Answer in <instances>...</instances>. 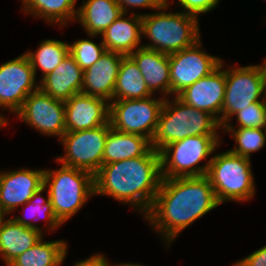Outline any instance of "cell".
<instances>
[{
	"label": "cell",
	"mask_w": 266,
	"mask_h": 266,
	"mask_svg": "<svg viewBox=\"0 0 266 266\" xmlns=\"http://www.w3.org/2000/svg\"><path fill=\"white\" fill-rule=\"evenodd\" d=\"M44 189L45 187L43 186L41 189L36 191L32 196V198L25 205L29 207L28 209H30L29 211L31 212L32 216L31 220L35 218L36 214L38 215V213L42 214L44 212L45 214L43 215L45 216V218L49 223L48 224L49 228L54 230L56 227L61 225V223L56 218L53 206L49 199V193L46 200L42 198V196H40V194L44 191Z\"/></svg>",
	"instance_id": "obj_31"
},
{
	"label": "cell",
	"mask_w": 266,
	"mask_h": 266,
	"mask_svg": "<svg viewBox=\"0 0 266 266\" xmlns=\"http://www.w3.org/2000/svg\"><path fill=\"white\" fill-rule=\"evenodd\" d=\"M42 239L8 266H59L66 257V243L63 240L43 242Z\"/></svg>",
	"instance_id": "obj_25"
},
{
	"label": "cell",
	"mask_w": 266,
	"mask_h": 266,
	"mask_svg": "<svg viewBox=\"0 0 266 266\" xmlns=\"http://www.w3.org/2000/svg\"><path fill=\"white\" fill-rule=\"evenodd\" d=\"M117 5L122 8L123 13H126L127 6L153 8L165 10L169 3L167 0H115Z\"/></svg>",
	"instance_id": "obj_33"
},
{
	"label": "cell",
	"mask_w": 266,
	"mask_h": 266,
	"mask_svg": "<svg viewBox=\"0 0 266 266\" xmlns=\"http://www.w3.org/2000/svg\"><path fill=\"white\" fill-rule=\"evenodd\" d=\"M83 4L77 10L76 18L92 37L102 35L123 13L115 0H88Z\"/></svg>",
	"instance_id": "obj_23"
},
{
	"label": "cell",
	"mask_w": 266,
	"mask_h": 266,
	"mask_svg": "<svg viewBox=\"0 0 266 266\" xmlns=\"http://www.w3.org/2000/svg\"><path fill=\"white\" fill-rule=\"evenodd\" d=\"M233 266H266V246L253 252Z\"/></svg>",
	"instance_id": "obj_34"
},
{
	"label": "cell",
	"mask_w": 266,
	"mask_h": 266,
	"mask_svg": "<svg viewBox=\"0 0 266 266\" xmlns=\"http://www.w3.org/2000/svg\"><path fill=\"white\" fill-rule=\"evenodd\" d=\"M74 266H109V263L103 255L97 254L89 257L87 260L77 262Z\"/></svg>",
	"instance_id": "obj_35"
},
{
	"label": "cell",
	"mask_w": 266,
	"mask_h": 266,
	"mask_svg": "<svg viewBox=\"0 0 266 266\" xmlns=\"http://www.w3.org/2000/svg\"><path fill=\"white\" fill-rule=\"evenodd\" d=\"M161 181L160 152L151 148L144 156L102 165L94 175V194L131 203L147 214Z\"/></svg>",
	"instance_id": "obj_2"
},
{
	"label": "cell",
	"mask_w": 266,
	"mask_h": 266,
	"mask_svg": "<svg viewBox=\"0 0 266 266\" xmlns=\"http://www.w3.org/2000/svg\"><path fill=\"white\" fill-rule=\"evenodd\" d=\"M222 127L232 132L231 137L235 139L238 146L231 153L250 159V153L256 152L265 145L266 128H238L233 129L231 124H224ZM263 129L265 130L263 132Z\"/></svg>",
	"instance_id": "obj_28"
},
{
	"label": "cell",
	"mask_w": 266,
	"mask_h": 266,
	"mask_svg": "<svg viewBox=\"0 0 266 266\" xmlns=\"http://www.w3.org/2000/svg\"><path fill=\"white\" fill-rule=\"evenodd\" d=\"M183 12L141 15L142 35H147L154 43L142 47L170 55L199 41L197 17Z\"/></svg>",
	"instance_id": "obj_4"
},
{
	"label": "cell",
	"mask_w": 266,
	"mask_h": 266,
	"mask_svg": "<svg viewBox=\"0 0 266 266\" xmlns=\"http://www.w3.org/2000/svg\"><path fill=\"white\" fill-rule=\"evenodd\" d=\"M235 115L239 122L238 128H266V101L254 102Z\"/></svg>",
	"instance_id": "obj_30"
},
{
	"label": "cell",
	"mask_w": 266,
	"mask_h": 266,
	"mask_svg": "<svg viewBox=\"0 0 266 266\" xmlns=\"http://www.w3.org/2000/svg\"><path fill=\"white\" fill-rule=\"evenodd\" d=\"M24 11L44 17L49 22L64 25L67 20L76 19V0H22Z\"/></svg>",
	"instance_id": "obj_26"
},
{
	"label": "cell",
	"mask_w": 266,
	"mask_h": 266,
	"mask_svg": "<svg viewBox=\"0 0 266 266\" xmlns=\"http://www.w3.org/2000/svg\"><path fill=\"white\" fill-rule=\"evenodd\" d=\"M82 87L83 70L69 53L51 73L41 79L39 85L44 93L62 101L81 93Z\"/></svg>",
	"instance_id": "obj_19"
},
{
	"label": "cell",
	"mask_w": 266,
	"mask_h": 266,
	"mask_svg": "<svg viewBox=\"0 0 266 266\" xmlns=\"http://www.w3.org/2000/svg\"><path fill=\"white\" fill-rule=\"evenodd\" d=\"M120 266H142V265H138V264H130V263H125V264H120Z\"/></svg>",
	"instance_id": "obj_38"
},
{
	"label": "cell",
	"mask_w": 266,
	"mask_h": 266,
	"mask_svg": "<svg viewBox=\"0 0 266 266\" xmlns=\"http://www.w3.org/2000/svg\"><path fill=\"white\" fill-rule=\"evenodd\" d=\"M109 131L110 123H106L94 129L65 132L60 140L66 154L56 160L94 176L103 165V151Z\"/></svg>",
	"instance_id": "obj_9"
},
{
	"label": "cell",
	"mask_w": 266,
	"mask_h": 266,
	"mask_svg": "<svg viewBox=\"0 0 266 266\" xmlns=\"http://www.w3.org/2000/svg\"><path fill=\"white\" fill-rule=\"evenodd\" d=\"M38 89L34 70L26 54L0 66V107H7L16 114L26 98ZM0 123L3 126L8 123L1 114Z\"/></svg>",
	"instance_id": "obj_11"
},
{
	"label": "cell",
	"mask_w": 266,
	"mask_h": 266,
	"mask_svg": "<svg viewBox=\"0 0 266 266\" xmlns=\"http://www.w3.org/2000/svg\"><path fill=\"white\" fill-rule=\"evenodd\" d=\"M180 5L186 9V13L198 16L199 13H207L216 7L219 0H179Z\"/></svg>",
	"instance_id": "obj_32"
},
{
	"label": "cell",
	"mask_w": 266,
	"mask_h": 266,
	"mask_svg": "<svg viewBox=\"0 0 266 266\" xmlns=\"http://www.w3.org/2000/svg\"><path fill=\"white\" fill-rule=\"evenodd\" d=\"M165 99H122L110 105L109 122L113 129L147 138L150 142L157 129ZM146 132V133H145Z\"/></svg>",
	"instance_id": "obj_8"
},
{
	"label": "cell",
	"mask_w": 266,
	"mask_h": 266,
	"mask_svg": "<svg viewBox=\"0 0 266 266\" xmlns=\"http://www.w3.org/2000/svg\"><path fill=\"white\" fill-rule=\"evenodd\" d=\"M106 101L82 92L64 101L66 132L94 129L110 123V105Z\"/></svg>",
	"instance_id": "obj_15"
},
{
	"label": "cell",
	"mask_w": 266,
	"mask_h": 266,
	"mask_svg": "<svg viewBox=\"0 0 266 266\" xmlns=\"http://www.w3.org/2000/svg\"><path fill=\"white\" fill-rule=\"evenodd\" d=\"M219 121L207 111L185 104L177 96L174 103L165 100L151 147L160 152L165 146L190 136L217 135Z\"/></svg>",
	"instance_id": "obj_3"
},
{
	"label": "cell",
	"mask_w": 266,
	"mask_h": 266,
	"mask_svg": "<svg viewBox=\"0 0 266 266\" xmlns=\"http://www.w3.org/2000/svg\"><path fill=\"white\" fill-rule=\"evenodd\" d=\"M250 159L227 151L211 158L206 176L219 204L253 198L254 179Z\"/></svg>",
	"instance_id": "obj_6"
},
{
	"label": "cell",
	"mask_w": 266,
	"mask_h": 266,
	"mask_svg": "<svg viewBox=\"0 0 266 266\" xmlns=\"http://www.w3.org/2000/svg\"><path fill=\"white\" fill-rule=\"evenodd\" d=\"M218 205L220 204L206 175L162 178L145 219L172 242L183 229Z\"/></svg>",
	"instance_id": "obj_1"
},
{
	"label": "cell",
	"mask_w": 266,
	"mask_h": 266,
	"mask_svg": "<svg viewBox=\"0 0 266 266\" xmlns=\"http://www.w3.org/2000/svg\"><path fill=\"white\" fill-rule=\"evenodd\" d=\"M152 93L147 88L142 73L135 62L125 56L120 64L113 93V99H142L150 97Z\"/></svg>",
	"instance_id": "obj_24"
},
{
	"label": "cell",
	"mask_w": 266,
	"mask_h": 266,
	"mask_svg": "<svg viewBox=\"0 0 266 266\" xmlns=\"http://www.w3.org/2000/svg\"><path fill=\"white\" fill-rule=\"evenodd\" d=\"M124 57L120 53L105 51L99 60L83 71L81 92L111 102L119 67Z\"/></svg>",
	"instance_id": "obj_17"
},
{
	"label": "cell",
	"mask_w": 266,
	"mask_h": 266,
	"mask_svg": "<svg viewBox=\"0 0 266 266\" xmlns=\"http://www.w3.org/2000/svg\"><path fill=\"white\" fill-rule=\"evenodd\" d=\"M106 49L101 41L100 45L86 39L69 44V54L75 59L80 68L85 71L105 53Z\"/></svg>",
	"instance_id": "obj_29"
},
{
	"label": "cell",
	"mask_w": 266,
	"mask_h": 266,
	"mask_svg": "<svg viewBox=\"0 0 266 266\" xmlns=\"http://www.w3.org/2000/svg\"><path fill=\"white\" fill-rule=\"evenodd\" d=\"M69 43L59 40H45L41 42L35 53H25L31 63L35 76L37 68L43 71V78L51 73L68 55ZM38 66V67H37Z\"/></svg>",
	"instance_id": "obj_27"
},
{
	"label": "cell",
	"mask_w": 266,
	"mask_h": 266,
	"mask_svg": "<svg viewBox=\"0 0 266 266\" xmlns=\"http://www.w3.org/2000/svg\"><path fill=\"white\" fill-rule=\"evenodd\" d=\"M44 187L57 220L63 224L94 194V176L87 171L62 165L58 170H45Z\"/></svg>",
	"instance_id": "obj_5"
},
{
	"label": "cell",
	"mask_w": 266,
	"mask_h": 266,
	"mask_svg": "<svg viewBox=\"0 0 266 266\" xmlns=\"http://www.w3.org/2000/svg\"><path fill=\"white\" fill-rule=\"evenodd\" d=\"M200 40L169 55L170 93L177 96L186 87L208 76L221 63L217 57L200 51Z\"/></svg>",
	"instance_id": "obj_12"
},
{
	"label": "cell",
	"mask_w": 266,
	"mask_h": 266,
	"mask_svg": "<svg viewBox=\"0 0 266 266\" xmlns=\"http://www.w3.org/2000/svg\"><path fill=\"white\" fill-rule=\"evenodd\" d=\"M129 57L142 73L147 88L152 94L158 89L167 95L170 94L168 54L141 47L136 49Z\"/></svg>",
	"instance_id": "obj_20"
},
{
	"label": "cell",
	"mask_w": 266,
	"mask_h": 266,
	"mask_svg": "<svg viewBox=\"0 0 266 266\" xmlns=\"http://www.w3.org/2000/svg\"><path fill=\"white\" fill-rule=\"evenodd\" d=\"M222 66L221 60L220 65L208 76L199 79L177 95L185 104L209 112L218 121L217 115L221 116L226 89L225 70L221 71Z\"/></svg>",
	"instance_id": "obj_14"
},
{
	"label": "cell",
	"mask_w": 266,
	"mask_h": 266,
	"mask_svg": "<svg viewBox=\"0 0 266 266\" xmlns=\"http://www.w3.org/2000/svg\"><path fill=\"white\" fill-rule=\"evenodd\" d=\"M257 67H258L260 74H261V78H262V82H263V90L266 92V60H265V63L263 65H258ZM264 96H266V95H264Z\"/></svg>",
	"instance_id": "obj_36"
},
{
	"label": "cell",
	"mask_w": 266,
	"mask_h": 266,
	"mask_svg": "<svg viewBox=\"0 0 266 266\" xmlns=\"http://www.w3.org/2000/svg\"><path fill=\"white\" fill-rule=\"evenodd\" d=\"M17 114L41 133L61 138L66 132L64 101L54 99L40 88L26 98Z\"/></svg>",
	"instance_id": "obj_13"
},
{
	"label": "cell",
	"mask_w": 266,
	"mask_h": 266,
	"mask_svg": "<svg viewBox=\"0 0 266 266\" xmlns=\"http://www.w3.org/2000/svg\"><path fill=\"white\" fill-rule=\"evenodd\" d=\"M42 231L24 217L4 220L0 225V254L7 266L19 255L33 247Z\"/></svg>",
	"instance_id": "obj_18"
},
{
	"label": "cell",
	"mask_w": 266,
	"mask_h": 266,
	"mask_svg": "<svg viewBox=\"0 0 266 266\" xmlns=\"http://www.w3.org/2000/svg\"><path fill=\"white\" fill-rule=\"evenodd\" d=\"M6 213L3 211V209H2V207H1V205H0V225L3 223V221L5 220L4 219V215H5Z\"/></svg>",
	"instance_id": "obj_37"
},
{
	"label": "cell",
	"mask_w": 266,
	"mask_h": 266,
	"mask_svg": "<svg viewBox=\"0 0 266 266\" xmlns=\"http://www.w3.org/2000/svg\"><path fill=\"white\" fill-rule=\"evenodd\" d=\"M151 148L147 138L117 131L110 125L103 151V165L144 156Z\"/></svg>",
	"instance_id": "obj_22"
},
{
	"label": "cell",
	"mask_w": 266,
	"mask_h": 266,
	"mask_svg": "<svg viewBox=\"0 0 266 266\" xmlns=\"http://www.w3.org/2000/svg\"><path fill=\"white\" fill-rule=\"evenodd\" d=\"M219 135H197L170 143L160 151L162 178L198 177L207 174L211 159L203 167L200 161L215 152Z\"/></svg>",
	"instance_id": "obj_7"
},
{
	"label": "cell",
	"mask_w": 266,
	"mask_h": 266,
	"mask_svg": "<svg viewBox=\"0 0 266 266\" xmlns=\"http://www.w3.org/2000/svg\"><path fill=\"white\" fill-rule=\"evenodd\" d=\"M45 170L0 172V205L6 215L24 205L44 186Z\"/></svg>",
	"instance_id": "obj_16"
},
{
	"label": "cell",
	"mask_w": 266,
	"mask_h": 266,
	"mask_svg": "<svg viewBox=\"0 0 266 266\" xmlns=\"http://www.w3.org/2000/svg\"><path fill=\"white\" fill-rule=\"evenodd\" d=\"M225 83L222 116L219 117L221 127L228 123L229 117H232L236 112L258 102L264 93L263 82L257 65L225 70Z\"/></svg>",
	"instance_id": "obj_10"
},
{
	"label": "cell",
	"mask_w": 266,
	"mask_h": 266,
	"mask_svg": "<svg viewBox=\"0 0 266 266\" xmlns=\"http://www.w3.org/2000/svg\"><path fill=\"white\" fill-rule=\"evenodd\" d=\"M122 15L116 19L102 34L106 51L120 53L124 56L132 54L134 49L141 48L142 16L132 15L125 19Z\"/></svg>",
	"instance_id": "obj_21"
}]
</instances>
